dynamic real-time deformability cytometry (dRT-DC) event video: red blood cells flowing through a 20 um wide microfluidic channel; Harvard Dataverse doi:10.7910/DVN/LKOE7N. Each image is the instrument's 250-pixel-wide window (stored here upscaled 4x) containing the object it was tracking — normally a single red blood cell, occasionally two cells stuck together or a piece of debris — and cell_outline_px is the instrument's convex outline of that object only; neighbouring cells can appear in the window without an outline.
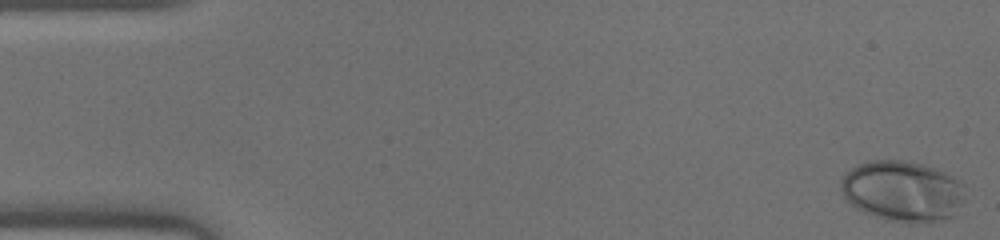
{"species": "human", "species_latin": "Homo sapiens", "temperature_condition": "warm", "stored_images_in_passage": 47, "camera_frame_rate_fps": 3000, "um_per_image_px": 0.085, "donor": {"sex": "male"}, "frame": {"image": 1, "passage_image": 1, "time_ms": 0.0, "image_size_px": [1000, 240], "cell_outline_px": [[964, 200], [956, 216], [936, 220], [908, 224], [884, 220], [872, 216], [856, 208], [844, 200], [840, 192], [840, 176], [856, 164], [868, 160], [904, 160], [924, 164], [936, 168], [944, 172], [964, 184]], "centroid_in_image_um": [76.67, 16.25], "position_along_channel_um": 8.3, "area_um2": 45.03}}
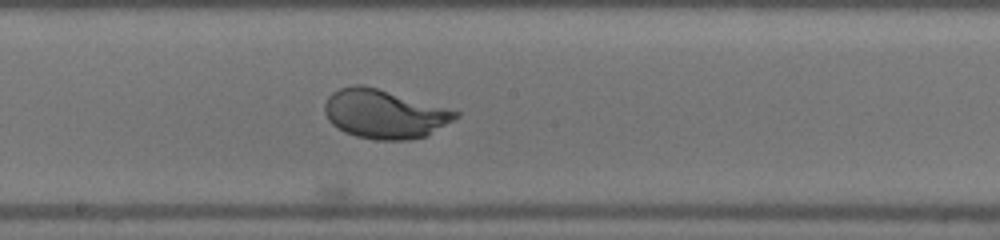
{"frame": {"image": 2, "passage_image": 25, "time_ms": 8.0, "image_size_px": [1000, 240], "cell_outline_px": [[460, 116], [428, 136], [408, 140], [376, 140], [356, 136], [344, 132], [332, 124], [328, 120], [324, 112], [324, 104], [328, 96], [332, 92], [340, 88], [352, 84], [364, 84], [460, 112]], "centroid_in_image_um": [32.65, 9.69], "position_along_channel_um": 215.6, "area_um2": 37.45}}
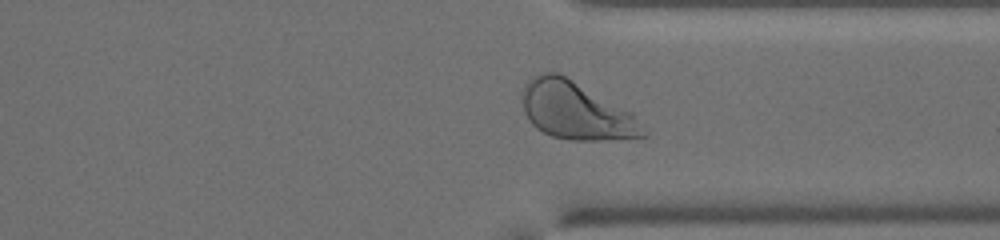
{"frame": {"image": 3, "passage_image": 35, "time_ms": 11.333, "image_size_px": [1000, 240], "cell_outline_px": [[648, 136], [604, 140], [572, 140], [552, 136], [536, 128], [528, 120], [524, 112], [520, 92], [528, 80], [532, 76], [540, 72], [560, 72], [632, 112], [648, 132]], "centroid_in_image_um": [48.93, 9.39], "position_along_channel_um": 362.5, "area_um2": 41.04}}